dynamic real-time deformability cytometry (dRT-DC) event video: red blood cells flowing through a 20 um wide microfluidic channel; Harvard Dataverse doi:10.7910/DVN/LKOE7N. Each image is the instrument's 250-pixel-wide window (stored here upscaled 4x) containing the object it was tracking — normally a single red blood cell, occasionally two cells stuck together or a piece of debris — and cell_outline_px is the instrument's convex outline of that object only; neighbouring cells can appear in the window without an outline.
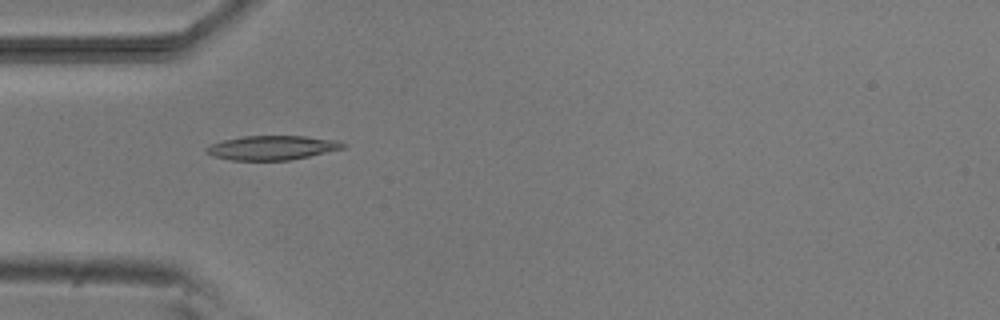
{"species": "common noctule bat (a hibernating species)", "species_latin": "Nyctalus noctula", "temperature_condition": "room temperature", "stored_images_in_passage": 8, "camera_frame_rate_fps": 3000, "um_per_image_px": 0.085, "animal": {"sex": "male", "body_mass_g": 20.5, "forearm_length_mm": 52.5}, "frame": {"image": 1, "passage_image": 3, "time_ms": 2.333, "image_size_px": [1000, 320], "cell_outline_px": [[348, 144], [344, 148], [308, 156], [288, 160], [232, 160], [212, 156], [204, 152], [204, 148], [212, 144], [224, 140], [244, 136], [304, 136], [336, 140]], "centroid_in_image_um": [23.11, 12.55], "position_along_channel_um": 61.9, "area_um2": 19.19}}
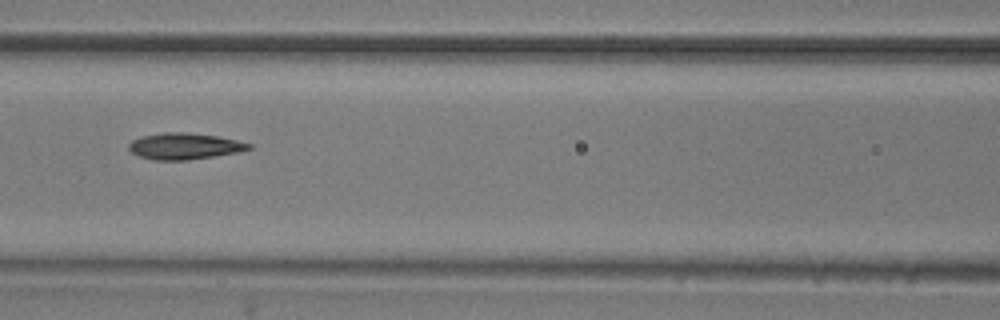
{"frame": {"image": 2, "passage_image": 5, "time_ms": 4.667, "image_size_px": [1000, 320], "cell_outline_px": [[252, 148], [236, 152], [188, 160], [152, 160], [140, 156], [132, 152], [128, 148], [128, 144], [132, 140], [140, 136], [164, 132], [184, 132], [216, 136], [236, 140], [252, 144]], "centroid_in_image_um": [15.63, 12.42], "position_along_channel_um": 151.0, "area_um2": 18.26}}
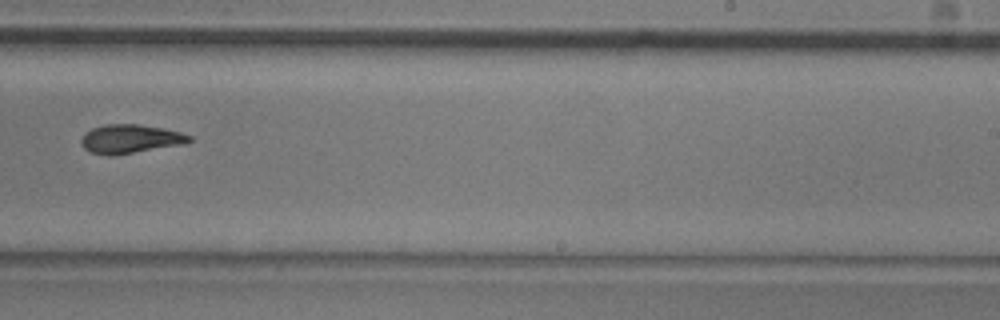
{"frame": {"image": 3, "passage_image": 8, "time_ms": 8.0, "image_size_px": [1000, 320], "cell_outline_px": [[192, 140], [180, 144], [112, 156], [92, 152], [84, 148], [80, 144], [80, 140], [84, 132], [92, 128], [104, 124], [136, 124], [164, 128], [180, 132], [192, 136]], "centroid_in_image_um": [11.02, 11.79], "position_along_channel_um": 278.0, "area_um2": 17.98}}